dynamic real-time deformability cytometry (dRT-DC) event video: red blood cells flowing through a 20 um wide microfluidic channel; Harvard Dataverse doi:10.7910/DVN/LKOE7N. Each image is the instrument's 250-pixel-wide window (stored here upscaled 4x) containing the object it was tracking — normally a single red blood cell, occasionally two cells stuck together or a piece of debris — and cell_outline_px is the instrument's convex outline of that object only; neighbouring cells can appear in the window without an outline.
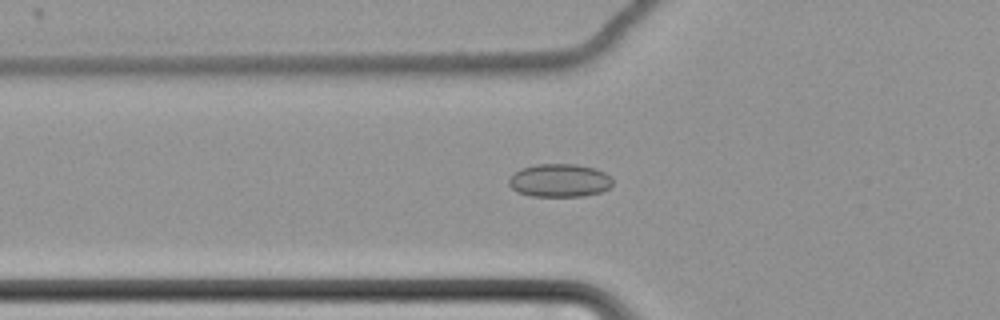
{"species": "common noctule bat (a hibernating species)", "species_latin": "Nyctalus noctula", "temperature_condition": "cold", "stored_images_in_passage": 64, "camera_frame_rate_fps": 3000, "um_per_image_px": 0.085, "animal": {"sex": "female", "body_mass_g": 22.7, "forearm_length_mm": 54.2}, "frame": {"image": 1, "passage_image": 26, "time_ms": 8.333, "image_size_px": [1000, 320], "cell_outline_px": [[612, 184], [608, 188], [600, 192], [584, 196], [532, 196], [516, 192], [508, 184], [508, 180], [520, 168], [536, 164], [576, 164], [596, 168], [612, 176]], "centroid_in_image_um": [47.57, 15.33], "position_along_channel_um": 78.2, "area_um2": 20.17}}
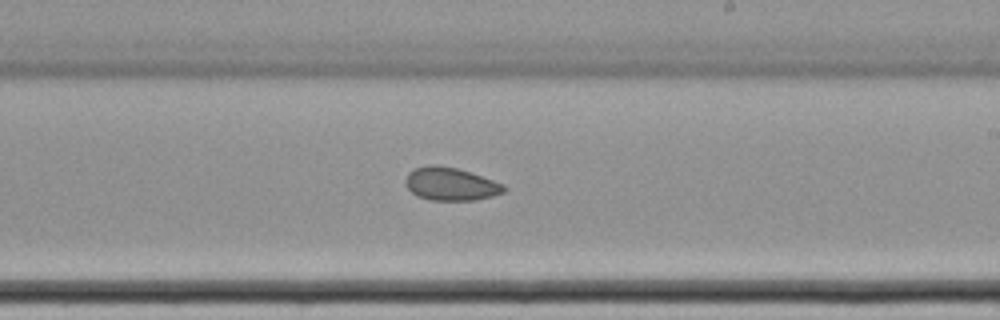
{"frame": {"image": 2, "passage_image": 41, "time_ms": 13.333, "image_size_px": [1000, 320], "cell_outline_px": [[508, 188], [504, 192], [492, 196], [476, 200], [428, 200], [416, 196], [404, 184], [404, 180], [408, 172], [416, 168], [432, 164], [436, 164], [456, 168], [504, 184]], "centroid_in_image_um": [38.28, 15.65], "position_along_channel_um": 250.7, "area_um2": 18.96}}
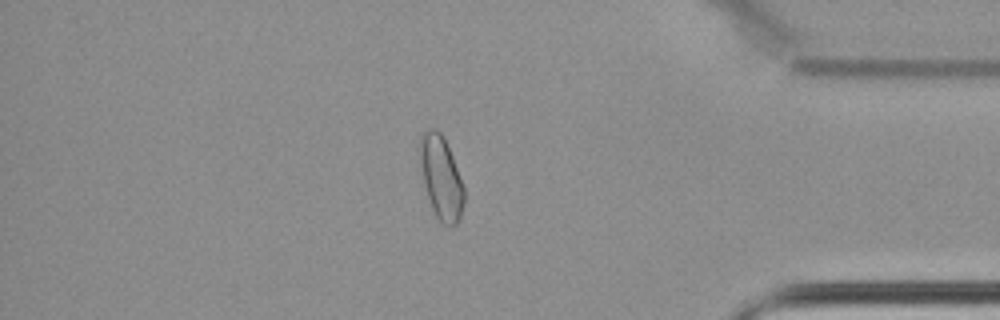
{"frame": {"image": 3, "passage_image": 56, "time_ms": 18.333, "image_size_px": [1000, 320], "cell_outline_px": [[464, 200], [460, 216], [456, 224], [448, 228], [440, 224], [432, 208], [424, 184], [416, 148], [420, 132], [428, 128], [436, 128], [444, 136], [452, 156], [464, 188]], "centroid_in_image_um": [37.44, 15.03], "position_along_channel_um": 397.8, "area_um2": 21.96}, "authors_computed_cell_mechanics": {"area_um2": 20.519, "velocity_mm_per_s": 3.4713, "shape_relaxation_time_tau1_ms": null, "shape_relaxation_time_tau2_ms": 7.604, "deformation_change_tau1": null, "deformation_change_tau2": 0.0952}}